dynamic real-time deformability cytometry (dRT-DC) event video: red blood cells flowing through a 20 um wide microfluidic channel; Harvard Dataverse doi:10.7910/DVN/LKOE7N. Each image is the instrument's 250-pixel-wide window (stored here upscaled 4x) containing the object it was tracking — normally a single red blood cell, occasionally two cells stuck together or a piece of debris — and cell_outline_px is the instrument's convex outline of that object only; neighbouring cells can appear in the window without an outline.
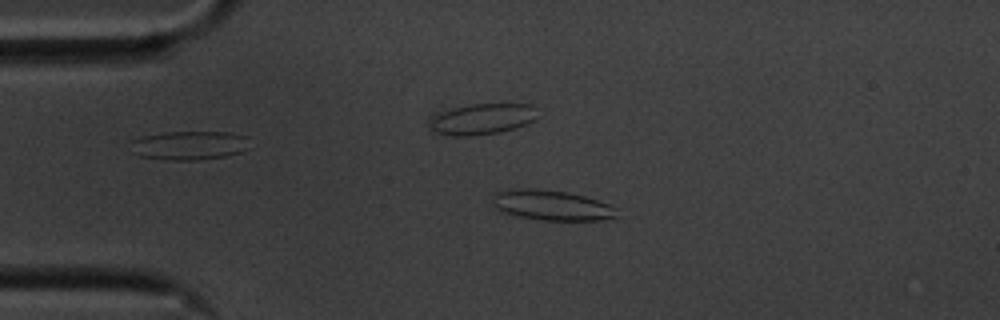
{"species": "common noctule bat (a hibernating species)", "species_latin": "Nyctalus noctula", "temperature_condition": "cold", "stored_images_in_passage": 46, "camera_frame_rate_fps": 3000, "um_per_image_px": 0.085, "animal": {"sex": "male", "body_mass_g": 20.1, "forearm_length_mm": 53.5}, "frame": {"image": 1, "passage_image": 2, "time_ms": 0.333, "image_size_px": [1000, 320], "cell_outline_px": [[620, 216], [600, 220], [540, 220], [500, 212], [492, 204], [492, 196], [496, 192], [516, 188], [532, 188], [568, 192], [584, 196], [608, 204], [616, 208]], "centroid_in_image_um": [46.87, 17.44], "position_along_channel_um": 38.1, "area_um2": 21.96}}
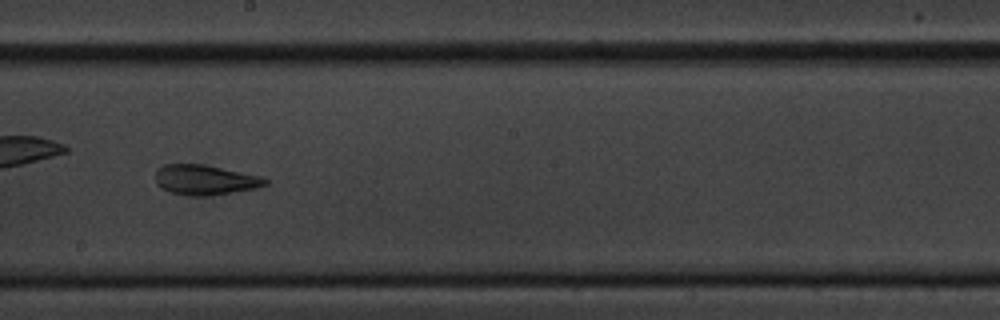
{"frame": {"image": 2, "passage_image": 21, "time_ms": 6.667, "image_size_px": [1000, 320], "cell_outline_px": [[268, 184], [256, 188], [212, 196], [192, 196], [172, 192], [160, 188], [156, 184], [156, 168], [164, 164], [204, 164], [260, 176], [268, 180]], "centroid_in_image_um": [17.41, 15.29], "position_along_channel_um": 230.8, "area_um2": 19.31}}
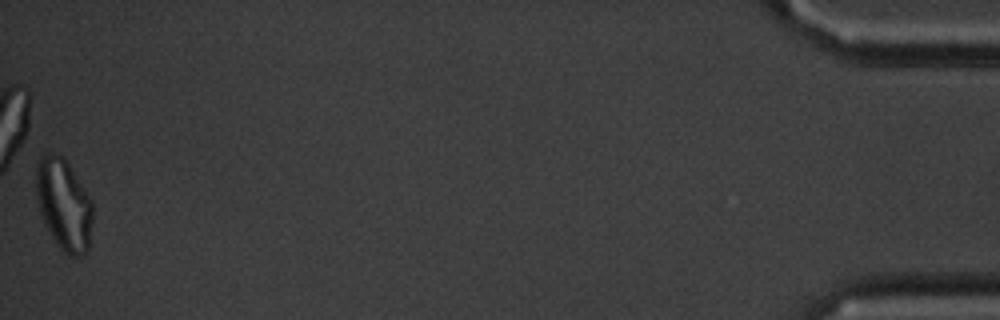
{"frame": {"image": 3, "passage_image": 46, "time_ms": 15.0, "image_size_px": [1000, 320], "cell_outline_px": [[92, 220], [88, 252], [84, 256], [68, 256], [56, 244], [44, 224], [40, 212], [36, 196], [36, 160], [40, 152], [52, 152], [64, 156], [92, 200]], "centroid_in_image_um": [5.4, 17.34], "position_along_channel_um": 429.8, "area_um2": 30.87}, "authors_computed_cell_mechanics": {"area_um2": 19.5075, "velocity_mm_per_s": 3.5162, "shape_relaxation_time_tau1_ms": null, "shape_relaxation_time_tau2_ms": 2.2451, "deformation_change_tau1": null, "deformation_change_tau2": 0.0988}}